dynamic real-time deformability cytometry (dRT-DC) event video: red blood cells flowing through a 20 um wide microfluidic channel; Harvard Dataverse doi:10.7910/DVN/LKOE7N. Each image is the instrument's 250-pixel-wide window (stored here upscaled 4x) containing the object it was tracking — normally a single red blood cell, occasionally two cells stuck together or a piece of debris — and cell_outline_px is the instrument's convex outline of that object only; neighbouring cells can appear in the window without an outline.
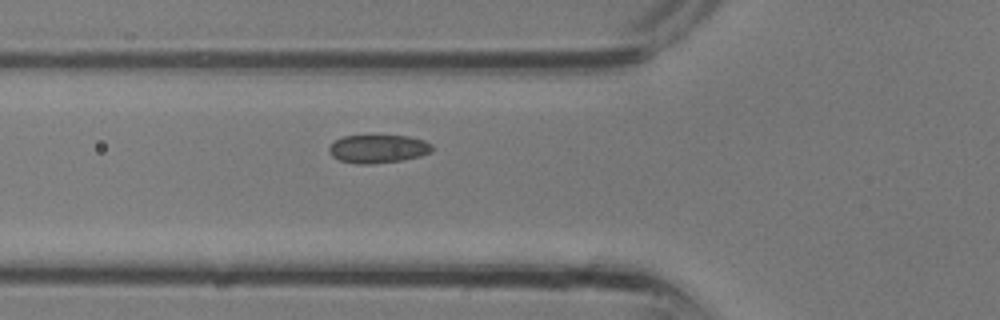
{"species": "common noctule bat (a hibernating species)", "species_latin": "Nyctalus noctula", "temperature_condition": "room temperature", "stored_images_in_passage": 23, "camera_frame_rate_fps": 3000, "um_per_image_px": 0.085, "animal": {"sex": "male", "body_mass_g": 13.3}, "frame": {"image": 1, "passage_image": 3, "time_ms": 0.667, "image_size_px": [1000, 320], "cell_outline_px": [[432, 152], [420, 156], [404, 160], [368, 164], [356, 164], [340, 160], [332, 156], [328, 152], [328, 148], [336, 140], [344, 136], [408, 136], [424, 140], [432, 144]], "centroid_in_image_um": [32.15, 12.66], "position_along_channel_um": 93.6, "area_um2": 16.94}}
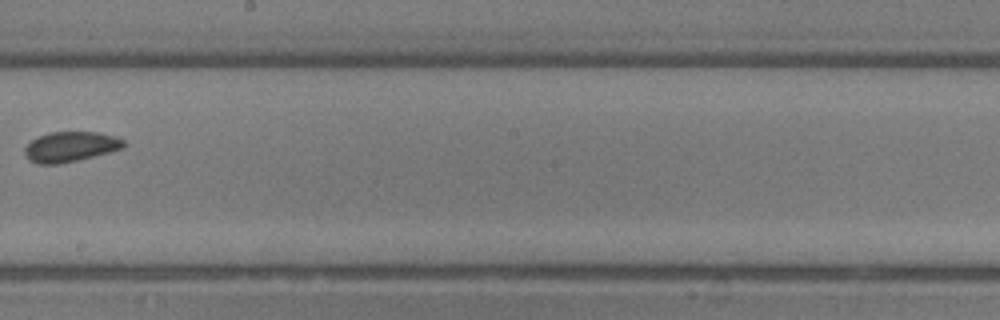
{"frame": {"image": 2, "passage_image": 10, "time_ms": 3.0, "image_size_px": [1000, 320], "cell_outline_px": [[128, 144], [124, 148], [60, 164], [36, 164], [28, 160], [24, 152], [24, 148], [32, 140], [48, 132], [96, 132], [116, 136], [124, 140]], "centroid_in_image_um": [5.99, 12.47], "position_along_channel_um": 242.2, "area_um2": 17.4}}
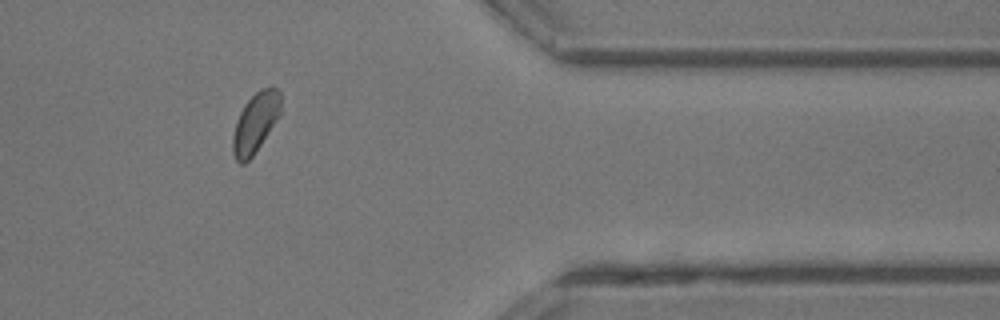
{"frame": {"image": 3, "passage_image": 18, "time_ms": 5.667, "image_size_px": [1000, 320], "cell_outline_px": [[280, 116], [252, 156], [244, 164], [240, 164], [236, 160], [232, 152], [232, 136], [240, 112], [244, 104], [260, 88], [272, 84], [280, 92]], "centroid_in_image_um": [21.71, 10.4], "position_along_channel_um": 389.7, "area_um2": 16.76}}